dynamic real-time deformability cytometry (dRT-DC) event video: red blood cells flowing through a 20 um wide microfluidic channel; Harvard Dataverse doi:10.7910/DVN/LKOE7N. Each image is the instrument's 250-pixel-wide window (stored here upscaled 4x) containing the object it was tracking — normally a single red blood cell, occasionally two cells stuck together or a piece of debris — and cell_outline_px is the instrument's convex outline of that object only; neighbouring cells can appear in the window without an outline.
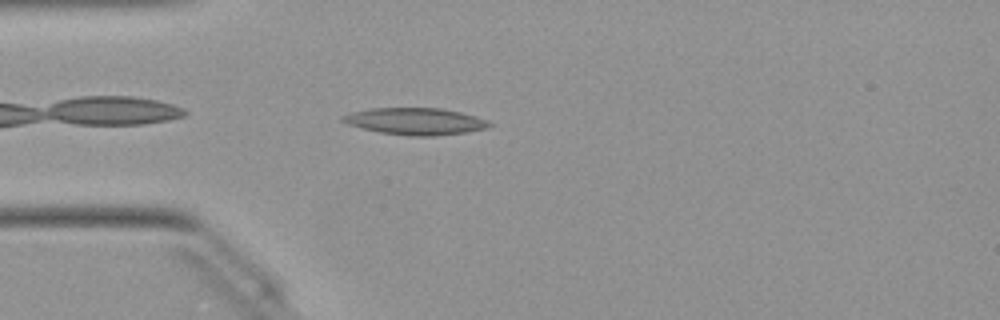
{"species": "Egyptian fruit bat (a non-hibernating species)", "species_latin": "Rousettus aegyptiacus", "temperature_condition": "warm", "stored_images_in_passage": 39, "camera_frame_rate_fps": 3000, "um_per_image_px": 0.085, "animal": {"sex": "female"}, "frame": {"image": 1, "passage_image": 3, "time_ms": 0.667, "image_size_px": [1000, 320], "cell_outline_px": [[492, 124], [488, 128], [468, 132], [432, 136], [408, 136], [380, 132], [348, 124], [340, 120], [340, 116], [352, 112], [372, 108], [440, 108], [460, 112], [476, 116], [488, 120]], "centroid_in_image_um": [35.33, 10.31], "position_along_channel_um": 49.7, "area_um2": 22.95}}
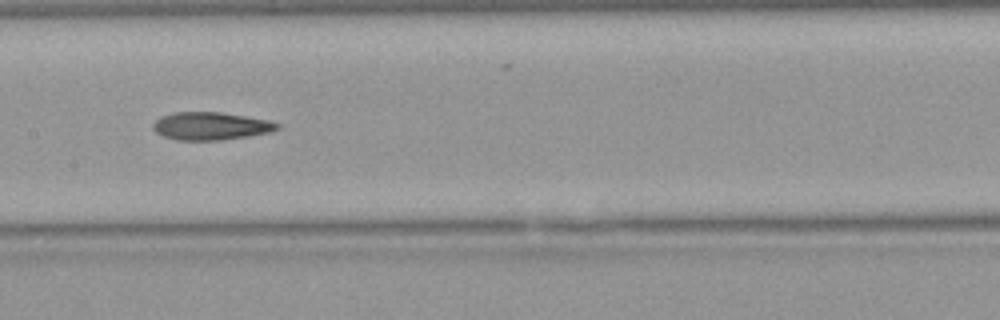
{"frame": {"image": 2, "passage_image": 14, "time_ms": 4.333, "image_size_px": [1000, 320], "cell_outline_px": [[280, 128], [268, 132], [248, 136], [220, 140], [176, 140], [164, 136], [156, 132], [152, 128], [152, 124], [160, 116], [172, 112], [220, 112], [268, 120], [280, 124]], "centroid_in_image_um": [17.87, 10.71], "position_along_channel_um": 189.5, "area_um2": 20.06}}
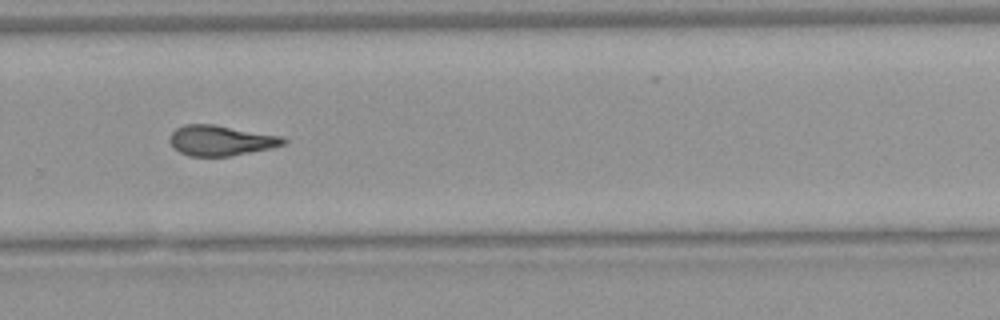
{"frame": {"image": 3, "passage_image": 23, "time_ms": 7.333, "image_size_px": [1000, 320], "cell_outline_px": [[288, 140], [284, 144], [272, 148], [232, 156], [188, 156], [180, 152], [168, 140], [168, 136], [176, 128], [184, 124], [212, 124], [284, 136]], "centroid_in_image_um": [18.79, 11.94], "position_along_channel_um": 311.0, "area_um2": 20.23}, "authors_computed_cell_mechanics": {"area_um2": 20.4612, "velocity_mm_per_s": 4.0695, "shape_relaxation_time_tau1_ms": null, "shape_relaxation_time_tau2_ms": 3.1951, "deformation_change_tau1": null, "deformation_change_tau2": 0.1316}}